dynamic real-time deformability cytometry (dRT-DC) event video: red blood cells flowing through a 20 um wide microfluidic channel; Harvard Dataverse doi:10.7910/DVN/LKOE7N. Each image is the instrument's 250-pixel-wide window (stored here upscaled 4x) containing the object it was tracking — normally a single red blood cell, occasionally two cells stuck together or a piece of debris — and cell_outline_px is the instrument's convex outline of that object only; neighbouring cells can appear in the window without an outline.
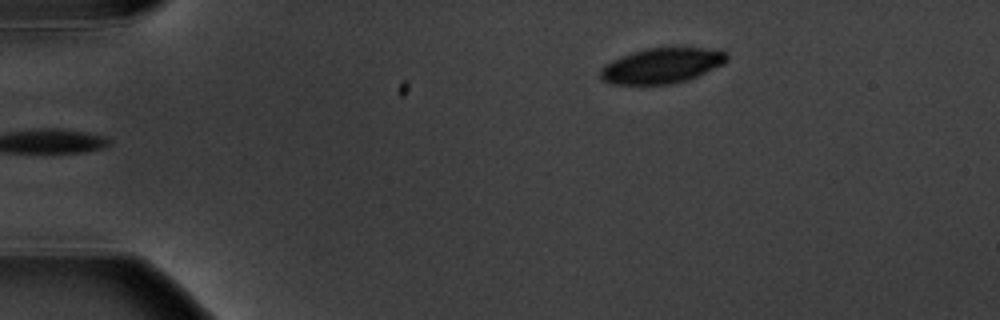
{"species": "common noctule bat (a hibernating species)", "species_latin": "Nyctalus noctula", "temperature_condition": "warm", "stored_images_in_passage": 3, "camera_frame_rate_fps": 3000, "um_per_image_px": 0.085, "animal": {"sex": "male", "body_mass_g": 20.1, "forearm_length_mm": 53.5}, "frame": {"image": 1, "passage_image": 3, "time_ms": 2.333, "image_size_px": [1000, 320], "cell_outline_px": [[728, 60], [724, 64], [688, 80], [672, 84], [612, 84], [604, 80], [600, 76], [600, 68], [604, 64], [620, 56], [632, 52], [648, 48], [720, 48], [728, 52]], "centroid_in_image_um": [56.29, 5.57], "position_along_channel_um": 28.7, "area_um2": 26.24}}